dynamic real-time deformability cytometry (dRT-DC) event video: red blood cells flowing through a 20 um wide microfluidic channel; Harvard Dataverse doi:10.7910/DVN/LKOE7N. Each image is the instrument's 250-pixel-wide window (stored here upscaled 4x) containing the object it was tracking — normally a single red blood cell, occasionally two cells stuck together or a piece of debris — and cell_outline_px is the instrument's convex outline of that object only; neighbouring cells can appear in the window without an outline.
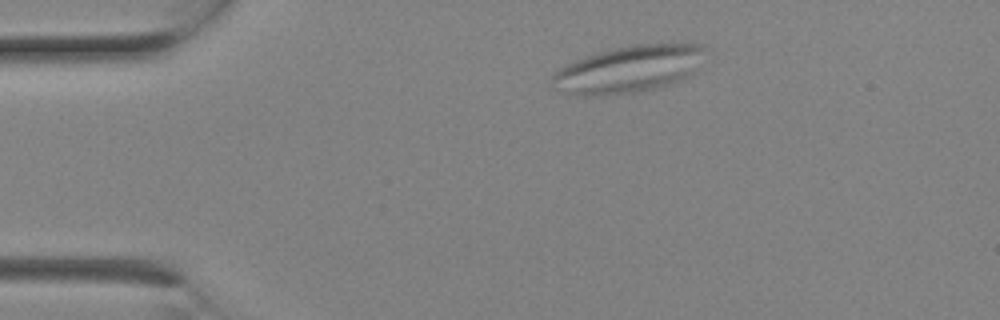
{"species": "Egyptian fruit bat (a non-hibernating species)", "species_latin": "Rousettus aegyptiacus", "temperature_condition": "room temperature", "stored_images_in_passage": 3, "camera_frame_rate_fps": 3000, "um_per_image_px": 0.085, "animal": {"sex": "female"}, "frame": {"image": 1, "passage_image": 3, "time_ms": 0.667, "image_size_px": [1000, 320], "cell_outline_px": [[704, 48], [700, 68], [692, 76], [672, 84], [656, 88], [636, 92], [596, 96], [576, 96], [564, 92], [552, 84], [552, 72], [576, 60], [600, 52], [632, 44], [704, 44]], "centroid_in_image_um": [53.48, 5.9], "position_along_channel_um": 31.5, "area_um2": 42.02}}